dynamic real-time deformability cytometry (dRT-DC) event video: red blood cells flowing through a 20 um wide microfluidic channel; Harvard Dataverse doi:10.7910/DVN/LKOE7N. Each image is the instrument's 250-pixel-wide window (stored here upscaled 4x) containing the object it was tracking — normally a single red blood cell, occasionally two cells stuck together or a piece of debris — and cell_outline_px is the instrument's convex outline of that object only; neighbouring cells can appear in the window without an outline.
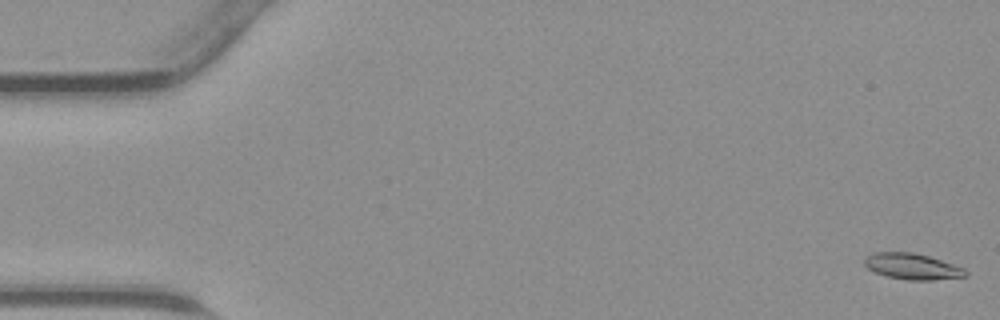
{"species": "common noctule bat (a hibernating species)", "species_latin": "Nyctalus noctula", "temperature_condition": "warm", "stored_images_in_passage": 46, "camera_frame_rate_fps": 3000, "um_per_image_px": 0.085, "animal": {"sex": "male", "body_mass_g": 23.1, "forearm_length_mm": 52.7}, "frame": {"image": 1, "passage_image": 1, "time_ms": 0.0, "image_size_px": [1000, 320], "cell_outline_px": [[968, 276], [932, 280], [908, 280], [888, 276], [876, 272], [868, 268], [864, 264], [864, 256], [872, 252], [912, 252], [928, 256], [964, 268], [968, 272]], "centroid_in_image_um": [77.53, 22.64], "position_along_channel_um": 7.5, "area_um2": 15.26}}
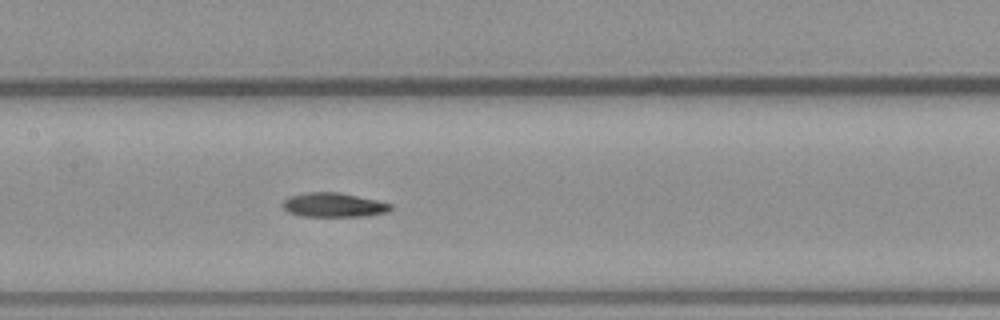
{"frame": {"image": 2, "passage_image": 22, "time_ms": 7.0, "image_size_px": [1000, 320], "cell_outline_px": [[392, 208], [388, 212], [368, 216], [300, 216], [288, 212], [280, 204], [288, 196], [304, 192], [340, 192], [376, 200], [392, 204]], "centroid_in_image_um": [28.33, 17.42], "position_along_channel_um": 179.1, "area_um2": 15.43}}
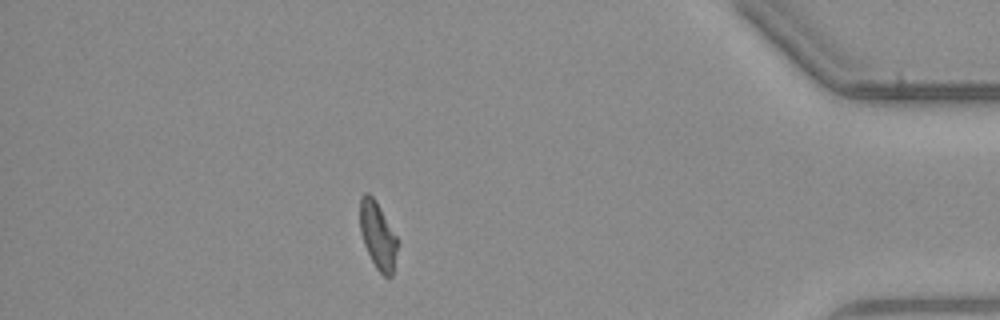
{"frame": {"image": 3, "passage_image": 40, "time_ms": 13.0, "image_size_px": [1000, 320], "cell_outline_px": [[400, 244], [392, 276], [384, 276], [376, 268], [364, 244], [360, 232], [360, 200], [364, 192], [368, 192], [376, 200], [400, 240]], "centroid_in_image_um": [32.16, 20.01], "position_along_channel_um": 403.0, "area_um2": 15.09}}